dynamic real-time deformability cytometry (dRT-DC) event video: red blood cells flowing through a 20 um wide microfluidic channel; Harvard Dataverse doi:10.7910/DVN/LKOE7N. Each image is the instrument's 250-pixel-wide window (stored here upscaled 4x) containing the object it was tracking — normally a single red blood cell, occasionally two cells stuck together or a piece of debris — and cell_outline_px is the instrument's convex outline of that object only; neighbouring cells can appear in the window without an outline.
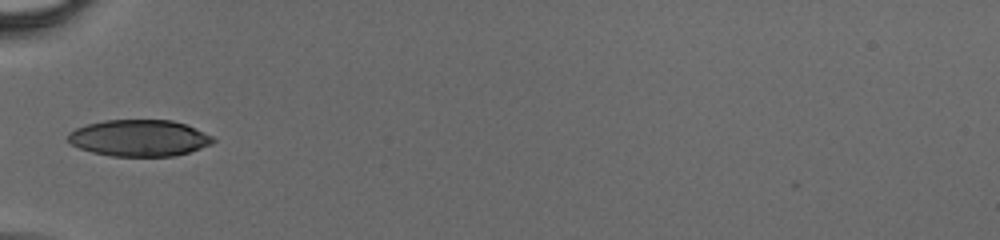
{"species": "human", "species_latin": "Homo sapiens", "temperature_condition": "cold", "stored_images_in_passage": 34, "camera_frame_rate_fps": 3000, "um_per_image_px": 0.085, "donor": {"sex": "male"}, "frame": {"image": 1, "passage_image": 1, "time_ms": 0.0, "image_size_px": [1000, 240], "cell_outline_px": [[216, 140], [212, 144], [188, 152], [172, 156], [112, 156], [92, 152], [80, 148], [72, 144], [68, 140], [68, 132], [76, 128], [88, 124], [104, 120], [172, 120], [184, 124], [212, 136]], "centroid_in_image_um": [11.81, 11.73], "position_along_channel_um": 73.2, "area_um2": 30.63}}
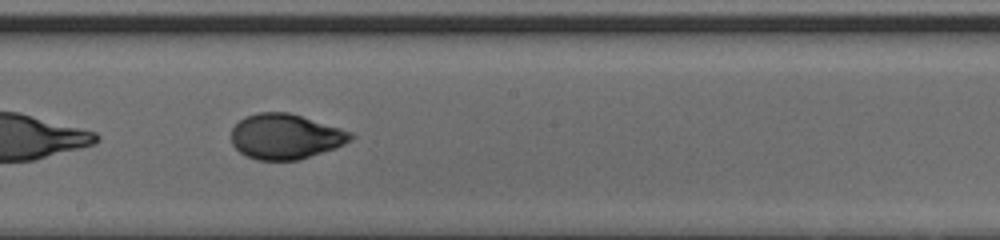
{"frame": {"image": 2, "passage_image": 13, "time_ms": 4.0, "image_size_px": [1000, 240], "cell_outline_px": [[352, 140], [336, 148], [296, 160], [256, 160], [240, 152], [232, 144], [232, 128], [244, 116], [256, 112], [288, 112], [340, 128], [352, 132]], "centroid_in_image_um": [24.25, 11.6], "position_along_channel_um": 224.0, "area_um2": 31.27}}
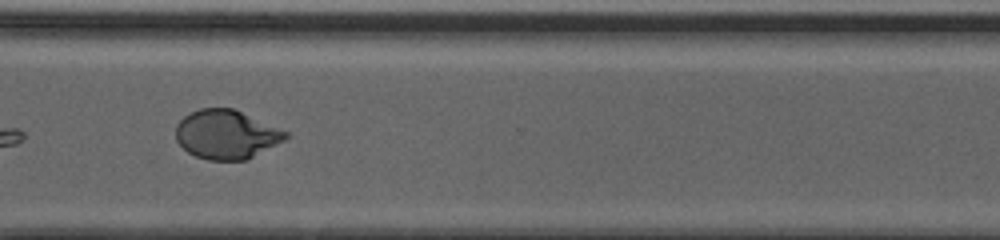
{"frame": {"image": 3, "passage_image": 23, "time_ms": 7.333, "image_size_px": [1000, 240], "cell_outline_px": [[288, 136], [284, 140], [244, 160], [208, 160], [196, 156], [188, 152], [176, 140], [176, 124], [184, 116], [200, 108], [232, 108], [288, 132]], "centroid_in_image_um": [19.2, 11.42], "position_along_channel_um": 351.4, "area_um2": 30.81}}